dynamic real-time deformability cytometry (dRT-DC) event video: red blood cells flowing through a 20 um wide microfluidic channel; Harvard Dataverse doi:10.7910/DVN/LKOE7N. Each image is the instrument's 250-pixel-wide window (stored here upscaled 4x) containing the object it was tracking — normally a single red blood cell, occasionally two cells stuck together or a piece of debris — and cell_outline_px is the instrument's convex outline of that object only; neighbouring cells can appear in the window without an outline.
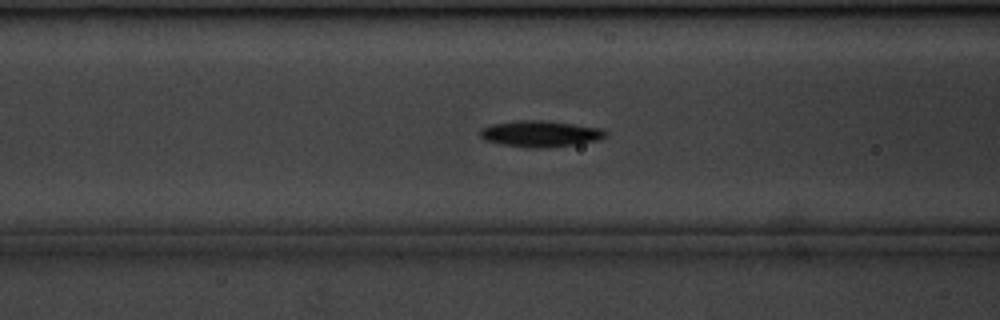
{"species": "common noctule bat (a hibernating species)", "species_latin": "Nyctalus noctula", "temperature_condition": "cold", "stored_images_in_passage": 44, "camera_frame_rate_fps": 3000, "um_per_image_px": 0.085, "animal": {"sex": "male", "body_mass_g": 20.1, "forearm_length_mm": 53.5}, "frame": {"image": 1, "passage_image": 8, "time_ms": 2.333, "image_size_px": [1000, 320], "cell_outline_px": [[608, 136], [600, 140], [544, 148], [528, 148], [504, 144], [484, 140], [480, 136], [480, 128], [492, 124], [520, 120], [540, 120], [604, 128], [608, 132]], "centroid_in_image_um": [45.96, 11.37], "position_along_channel_um": 120.6, "area_um2": 19.13}}
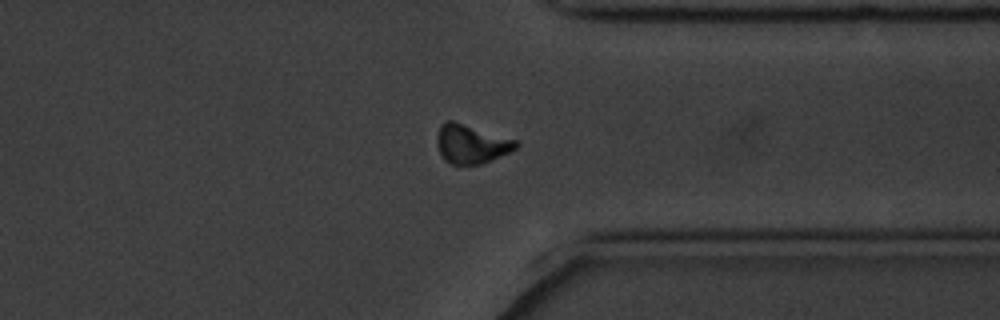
{"frame": {"image": 2, "passage_image": 30, "time_ms": 9.667, "image_size_px": [1000, 320], "cell_outline_px": [[520, 144], [516, 148], [508, 152], [480, 164], [452, 164], [444, 160], [440, 152], [436, 140], [436, 136], [440, 124], [448, 120], [452, 120], [516, 140]], "centroid_in_image_um": [40.02, 12.22], "position_along_channel_um": 371.4, "area_um2": 17.63}}
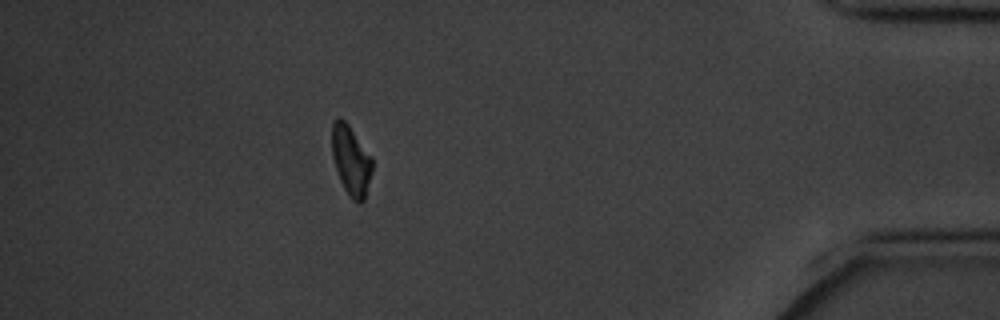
{"frame": {"image": 3, "passage_image": 37, "time_ms": 12.0, "image_size_px": [1000, 320], "cell_outline_px": [[372, 172], [364, 200], [360, 204], [352, 200], [344, 188], [340, 180], [332, 156], [332, 120], [336, 116], [340, 116], [348, 124], [372, 156]], "centroid_in_image_um": [29.83, 13.61], "position_along_channel_um": 405.4, "area_um2": 16.53}, "authors_computed_cell_mechanics": {"area_um2": 17.5423, "velocity_mm_per_s": 3.4528, "shape_relaxation_time_tau1_ms": 2.0483, "shape_relaxation_time_tau2_ms": null, "deformation_change_tau1": 0.1042, "deformation_change_tau2": null}}